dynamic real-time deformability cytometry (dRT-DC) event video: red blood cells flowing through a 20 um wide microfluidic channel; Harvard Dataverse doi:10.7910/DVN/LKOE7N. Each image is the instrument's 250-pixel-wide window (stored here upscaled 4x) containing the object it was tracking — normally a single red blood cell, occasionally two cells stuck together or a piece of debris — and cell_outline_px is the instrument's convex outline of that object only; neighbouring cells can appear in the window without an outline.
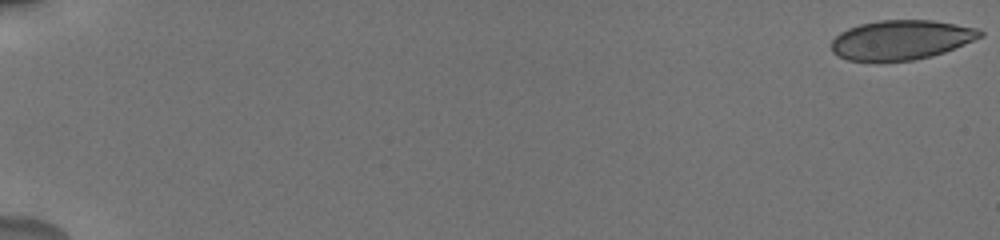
{"species": "human", "species_latin": "Homo sapiens", "temperature_condition": "cold", "stored_images_in_passage": 8, "camera_frame_rate_fps": 3000, "um_per_image_px": 0.085, "donor": {"sex": "male"}, "frame": {"image": 1, "passage_image": 1, "time_ms": 0.0, "image_size_px": [1000, 240], "cell_outline_px": [[984, 36], [944, 52], [932, 56], [912, 60], [880, 64], [876, 64], [848, 60], [836, 56], [832, 52], [832, 40], [840, 32], [848, 28], [860, 24], [880, 20], [932, 20], [980, 28], [984, 32]], "centroid_in_image_um": [76.57, 3.43], "position_along_channel_um": 8.4, "area_um2": 35.14}}
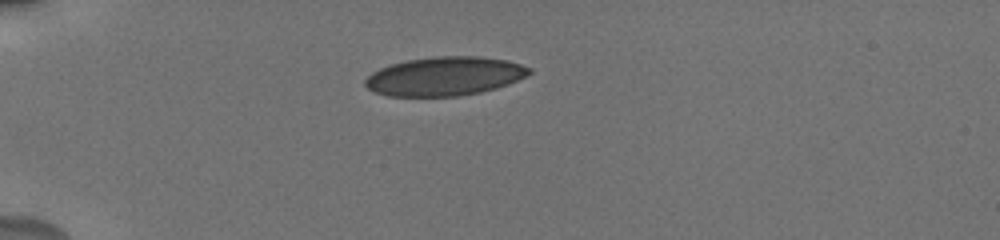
{"frame": {"image": 2, "passage_image": 6, "time_ms": 5.333, "image_size_px": [1000, 240], "cell_outline_px": [[532, 72], [508, 84], [496, 88], [480, 92], [456, 96], [388, 96], [376, 92], [368, 88], [364, 84], [364, 80], [372, 72], [380, 68], [392, 64], [408, 60], [436, 56], [476, 56], [508, 60], [532, 68]], "centroid_in_image_um": [37.79, 6.48], "position_along_channel_um": 47.2, "area_um2": 36.93}}
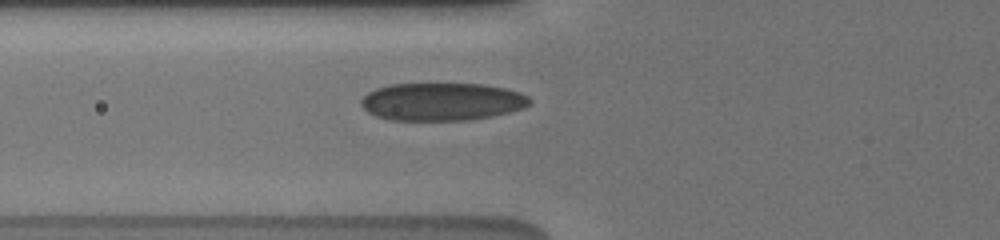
{"frame": {"image": 3, "passage_image": 8, "time_ms": 7.333, "image_size_px": [1000, 240], "cell_outline_px": [[532, 104], [524, 108], [492, 116], [468, 120], [388, 120], [376, 116], [368, 112], [360, 104], [360, 100], [368, 92], [376, 88], [392, 84], [484, 84], [504, 88], [520, 92], [528, 96], [532, 100]], "centroid_in_image_um": [37.57, 8.64], "position_along_channel_um": 88.2, "area_um2": 37.28}}